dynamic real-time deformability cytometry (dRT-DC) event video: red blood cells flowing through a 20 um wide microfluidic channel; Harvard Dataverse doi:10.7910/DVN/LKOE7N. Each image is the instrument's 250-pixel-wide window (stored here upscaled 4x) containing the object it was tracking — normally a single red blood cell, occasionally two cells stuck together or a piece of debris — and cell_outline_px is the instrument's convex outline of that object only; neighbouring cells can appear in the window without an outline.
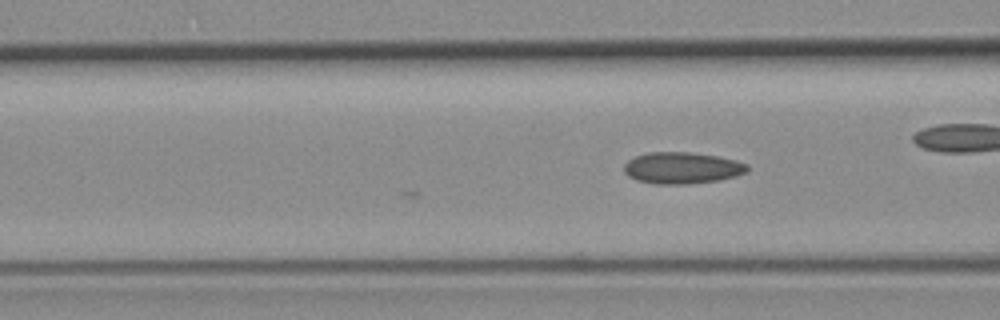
{"species": "common noctule bat (a hibernating species)", "species_latin": "Nyctalus noctula", "temperature_condition": "room temperature", "stored_images_in_passage": 4, "camera_frame_rate_fps": 3000, "um_per_image_px": 0.085, "animal": {"sex": "female", "body_mass_g": 19.3, "forearm_length_mm": 54.1}, "frame": {"image": 1, "passage_image": 4, "time_ms": 1.0, "image_size_px": [1000, 320], "cell_outline_px": [[748, 172], [736, 176], [720, 180], [688, 184], [652, 184], [636, 180], [628, 176], [624, 172], [624, 164], [628, 160], [636, 156], [648, 152], [692, 152], [716, 156], [736, 160], [748, 164]], "centroid_in_image_um": [57.97, 14.28], "position_along_channel_um": 108.6, "area_um2": 22.89}}